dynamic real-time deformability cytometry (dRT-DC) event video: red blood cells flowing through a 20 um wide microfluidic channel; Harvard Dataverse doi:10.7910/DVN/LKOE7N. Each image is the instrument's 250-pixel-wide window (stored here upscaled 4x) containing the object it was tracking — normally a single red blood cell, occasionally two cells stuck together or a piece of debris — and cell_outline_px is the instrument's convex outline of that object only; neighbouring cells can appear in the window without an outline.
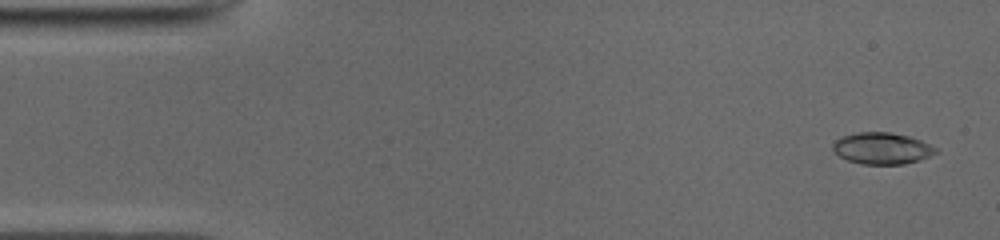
{"species": "common noctule bat (a hibernating species)", "species_latin": "Nyctalus noctula", "temperature_condition": "cold", "stored_images_in_passage": 50, "camera_frame_rate_fps": 3000, "um_per_image_px": 0.085, "animal": {"sex": "male", "body_mass_g": 19.0, "forearm_length_mm": 50.8}, "frame": {"image": 1, "passage_image": 2, "time_ms": 0.333, "image_size_px": [1000, 240], "cell_outline_px": [[936, 152], [920, 160], [904, 164], [860, 164], [848, 160], [840, 156], [832, 148], [832, 144], [836, 140], [844, 136], [856, 132], [888, 132], [908, 136], [920, 140], [936, 148]], "centroid_in_image_um": [74.94, 12.61], "position_along_channel_um": 10.1, "area_um2": 18.67}}
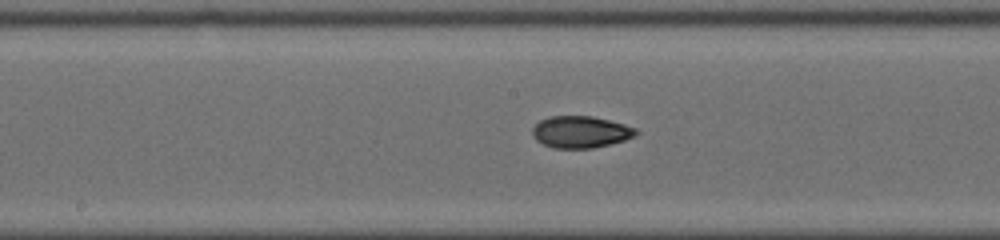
{"frame": {"image": 2, "passage_image": 25, "time_ms": 8.0, "image_size_px": [1000, 240], "cell_outline_px": [[640, 132], [636, 136], [624, 140], [592, 148], [552, 148], [536, 140], [532, 136], [532, 128], [540, 120], [548, 116], [592, 116], [624, 124], [636, 128]], "centroid_in_image_um": [49.34, 11.21], "position_along_channel_um": 198.9, "area_um2": 19.25}}
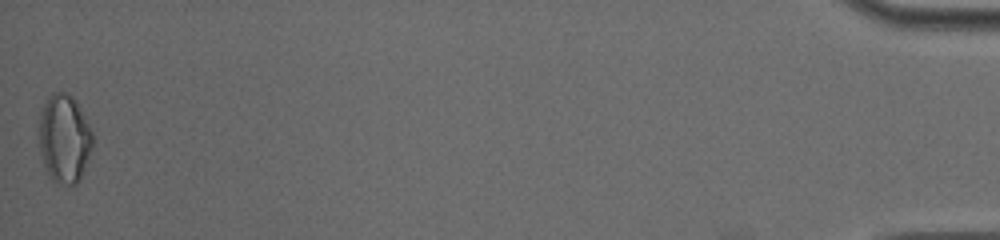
{"frame": {"image": 3, "passage_image": 50, "time_ms": 16.333, "image_size_px": [1000, 240], "cell_outline_px": [[92, 148], [80, 180], [76, 184], [60, 184], [52, 180], [48, 176], [40, 152], [40, 112], [48, 96], [52, 92], [68, 92], [76, 100], [92, 132]], "centroid_in_image_um": [5.46, 11.78], "position_along_channel_um": 429.7, "area_um2": 27.57}, "authors_computed_cell_mechanics": {"area_um2": 19.1607, "velocity_mm_per_s": 3.9648, "shape_relaxation_time_tau1_ms": 6.6968, "shape_relaxation_time_tau2_ms": 1.3812, "deformation_change_tau1": 0.1826, "deformation_change_tau2": 0.0604}}